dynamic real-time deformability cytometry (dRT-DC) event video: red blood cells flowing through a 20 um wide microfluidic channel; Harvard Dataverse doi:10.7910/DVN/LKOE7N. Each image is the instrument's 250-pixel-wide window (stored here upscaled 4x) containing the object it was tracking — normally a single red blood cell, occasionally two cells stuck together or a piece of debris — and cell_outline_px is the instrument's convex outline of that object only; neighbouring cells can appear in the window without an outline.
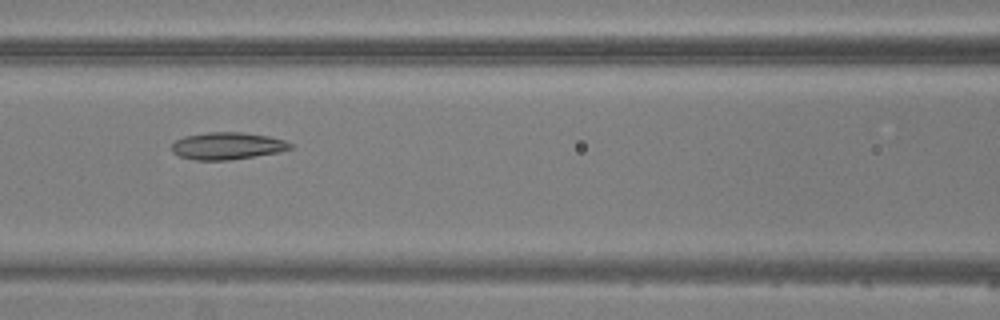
{"species": "common noctule bat (a hibernating species)", "species_latin": "Nyctalus noctula", "temperature_condition": "warm", "stored_images_in_passage": 6, "camera_frame_rate_fps": 3000, "um_per_image_px": 0.085, "animal": {"sex": "male", "body_mass_g": 20.5, "forearm_length_mm": 52.5}, "frame": {"image": 1, "passage_image": 6, "time_ms": 6.0, "image_size_px": [1000, 320], "cell_outline_px": [[292, 148], [280, 152], [228, 160], [196, 160], [180, 156], [172, 152], [172, 144], [176, 140], [184, 136], [208, 132], [240, 132], [268, 136], [284, 140], [292, 144]], "centroid_in_image_um": [19.32, 12.4], "position_along_channel_um": 147.3, "area_um2": 18.67}}